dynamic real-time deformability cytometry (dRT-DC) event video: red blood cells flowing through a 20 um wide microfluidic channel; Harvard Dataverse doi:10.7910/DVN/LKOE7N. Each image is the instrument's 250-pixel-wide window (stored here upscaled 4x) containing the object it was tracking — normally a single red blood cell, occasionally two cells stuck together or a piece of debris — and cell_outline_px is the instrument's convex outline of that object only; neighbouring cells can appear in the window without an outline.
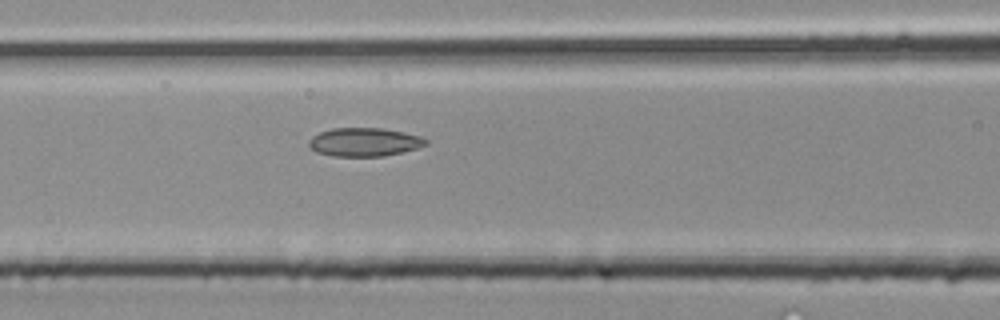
{"species": "common noctule bat (a hibernating species)", "species_latin": "Nyctalus noctula", "temperature_condition": "room temperature", "stored_images_in_passage": 25, "camera_frame_rate_fps": 3000, "um_per_image_px": 0.085, "animal": {"sex": "male", "body_mass_g": 20.4}, "frame": {"image": 1, "passage_image": 9, "time_ms": 2.667, "image_size_px": [1000, 320], "cell_outline_px": [[428, 144], [416, 148], [384, 156], [332, 156], [316, 152], [308, 144], [308, 140], [312, 136], [320, 132], [332, 128], [384, 128], [404, 132], [420, 136], [428, 140]], "centroid_in_image_um": [30.96, 12.07], "position_along_channel_um": 135.6, "area_um2": 19.42}}
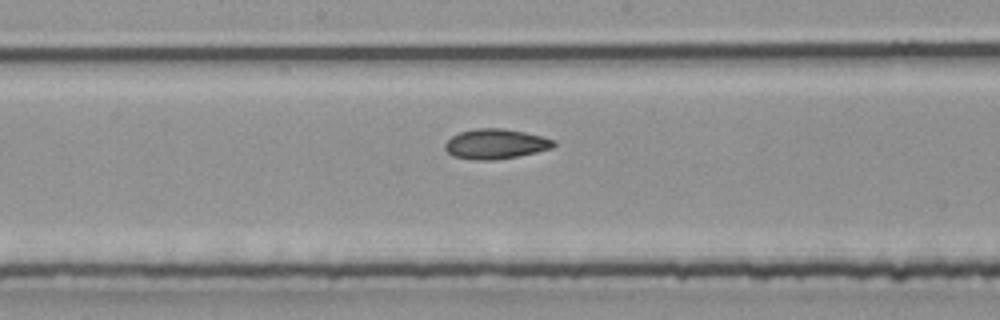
{"frame": {"image": 2, "passage_image": 13, "time_ms": 4.0, "image_size_px": [1000, 320], "cell_outline_px": [[556, 144], [552, 148], [536, 152], [516, 156], [492, 160], [472, 160], [452, 156], [444, 148], [444, 144], [452, 136], [460, 132], [476, 128], [500, 128], [524, 132], [556, 140]], "centroid_in_image_um": [42.1, 12.24], "position_along_channel_um": 206.1, "area_um2": 18.9}}
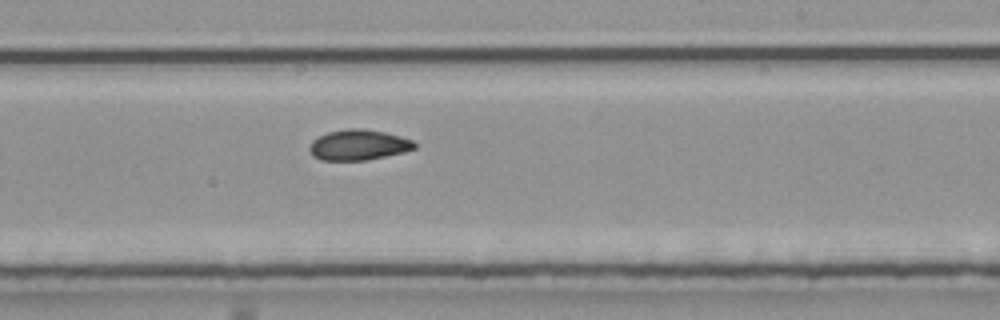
{"frame": {"image": 3, "passage_image": 16, "time_ms": 5.0, "image_size_px": [1000, 320], "cell_outline_px": [[416, 148], [404, 152], [364, 160], [320, 160], [312, 156], [308, 148], [312, 140], [328, 132], [348, 128], [360, 128], [384, 132], [400, 136], [412, 140], [416, 144]], "centroid_in_image_um": [30.44, 12.32], "position_along_channel_um": 258.6, "area_um2": 18.61}}